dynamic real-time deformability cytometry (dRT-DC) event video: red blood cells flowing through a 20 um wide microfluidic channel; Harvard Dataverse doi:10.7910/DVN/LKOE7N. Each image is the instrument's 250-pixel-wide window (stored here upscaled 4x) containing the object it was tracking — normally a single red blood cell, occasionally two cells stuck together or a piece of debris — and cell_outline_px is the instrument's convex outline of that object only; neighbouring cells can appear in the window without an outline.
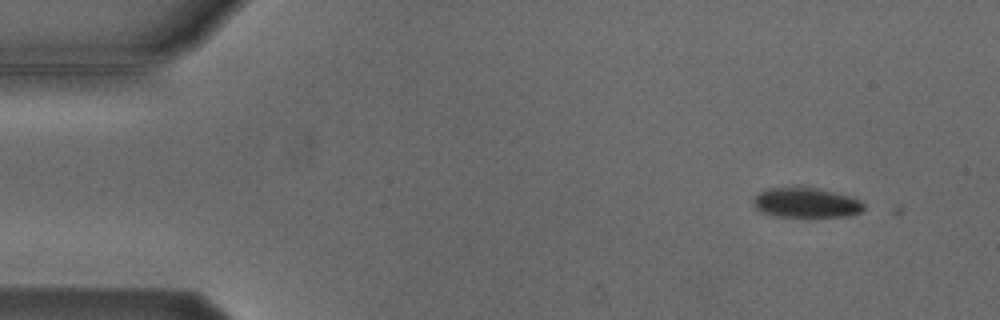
{"species": "Egyptian fruit bat (a non-hibernating species)", "species_latin": "Rousettus aegyptiacus", "temperature_condition": "cold", "stored_images_in_passage": 6, "segment_of_instrument_passage": [1, 2], "camera_frame_rate_fps": 3000, "um_per_image_px": 0.085, "animal": {"sex": "male"}, "frame": {"image": 1, "passage_image": 1, "time_ms": 0.0, "image_size_px": [1000, 320], "cell_outline_px": [[864, 208], [860, 212], [848, 216], [776, 216], [760, 212], [752, 204], [752, 196], [768, 188], [816, 188], [848, 196], [860, 200], [864, 204]], "centroid_in_image_um": [68.46, 17.24], "position_along_channel_um": 16.5, "area_um2": 18.96}}
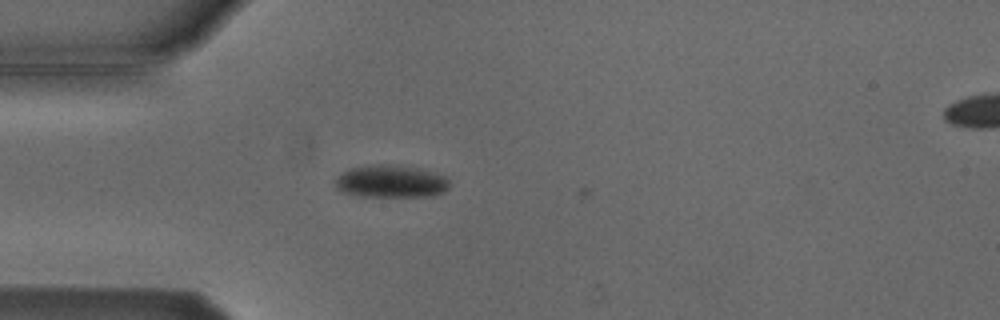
{"frame": {"image": 2, "passage_image": 4, "time_ms": 3.333, "image_size_px": [1000, 320], "cell_outline_px": [[448, 188], [444, 192], [432, 196], [356, 196], [340, 192], [336, 188], [336, 176], [352, 168], [372, 164], [400, 164], [432, 172], [444, 176], [448, 180]], "centroid_in_image_um": [33.2, 15.42], "position_along_channel_um": 51.8, "area_um2": 21.73}}